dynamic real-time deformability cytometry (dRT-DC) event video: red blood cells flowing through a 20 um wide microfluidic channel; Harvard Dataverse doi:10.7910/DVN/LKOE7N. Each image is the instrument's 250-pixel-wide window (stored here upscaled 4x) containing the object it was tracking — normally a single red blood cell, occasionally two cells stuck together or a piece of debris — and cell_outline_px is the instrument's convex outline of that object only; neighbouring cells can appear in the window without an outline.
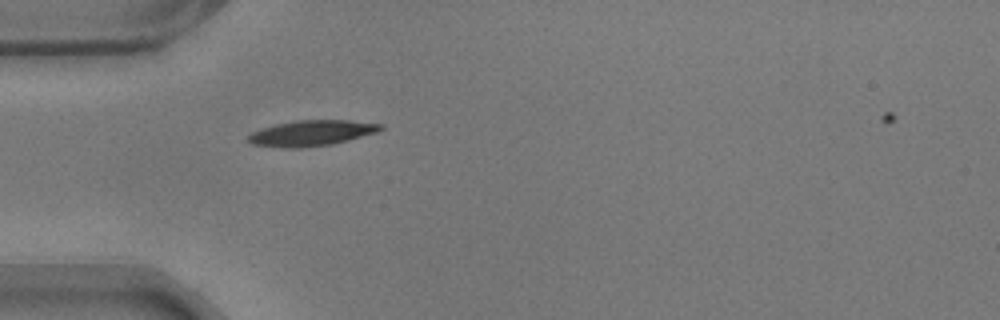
{"species": "common noctule bat (a hibernating species)", "species_latin": "Nyctalus noctula", "temperature_condition": "warm", "stored_images_in_passage": 45, "camera_frame_rate_fps": 3000, "um_per_image_px": 0.085, "animal": {"sex": "male", "body_mass_g": 17.9}, "frame": {"image": 1, "passage_image": 4, "time_ms": 1.0, "image_size_px": [1000, 320], "cell_outline_px": [[384, 128], [376, 132], [348, 140], [332, 144], [300, 148], [280, 148], [252, 144], [248, 140], [248, 136], [252, 132], [276, 124], [296, 120], [348, 120], [384, 124]], "centroid_in_image_um": [26.49, 11.31], "position_along_channel_um": 58.5, "area_um2": 19.71}}
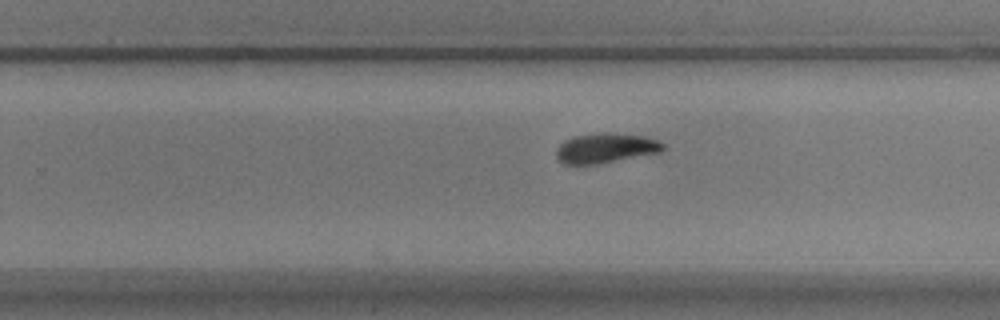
{"frame": {"image": 2, "passage_image": 23, "time_ms": 7.333, "image_size_px": [1000, 320], "cell_outline_px": [[664, 148], [660, 152], [596, 164], [564, 164], [556, 156], [556, 148], [564, 140], [572, 136], [600, 132], [612, 132], [644, 136], [656, 140], [664, 144]], "centroid_in_image_um": [51.44, 12.57], "position_along_channel_um": 278.4, "area_um2": 18.55}}
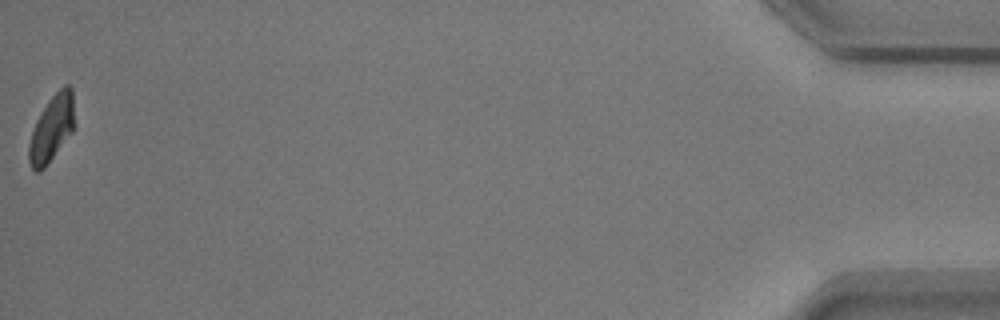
{"frame": {"image": 3, "passage_image": 44, "time_ms": 14.333, "image_size_px": [1000, 320], "cell_outline_px": [[72, 132], [44, 168], [40, 172], [36, 172], [32, 168], [28, 160], [28, 144], [36, 120], [40, 112], [48, 100], [64, 84], [68, 84], [72, 88]], "centroid_in_image_um": [4.35, 10.93], "position_along_channel_um": 430.9, "area_um2": 17.22}}